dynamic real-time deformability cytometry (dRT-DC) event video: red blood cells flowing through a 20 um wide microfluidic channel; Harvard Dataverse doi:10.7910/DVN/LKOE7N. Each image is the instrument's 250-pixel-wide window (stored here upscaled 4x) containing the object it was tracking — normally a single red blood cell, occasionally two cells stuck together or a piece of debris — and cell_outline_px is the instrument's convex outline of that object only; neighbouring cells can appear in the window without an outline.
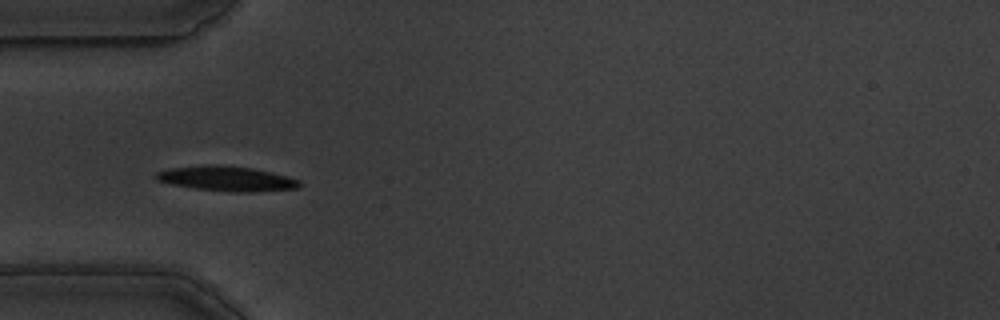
{"species": "common noctule bat (a hibernating species)", "species_latin": "Nyctalus noctula", "temperature_condition": "warm", "stored_images_in_passage": 44, "camera_frame_rate_fps": 3000, "um_per_image_px": 0.085, "animal": {"sex": "male", "body_mass_g": 19.5, "forearm_length_mm": 54.6}, "frame": {"image": 1, "passage_image": 4, "time_ms": 1.0, "image_size_px": [1000, 320], "cell_outline_px": [[300, 188], [252, 192], [232, 192], [196, 188], [172, 184], [156, 180], [152, 176], [156, 172], [168, 168], [204, 164], [216, 164], [252, 168], [288, 176], [300, 180]], "centroid_in_image_um": [19.23, 15.17], "position_along_channel_um": 65.8, "area_um2": 20.98}}
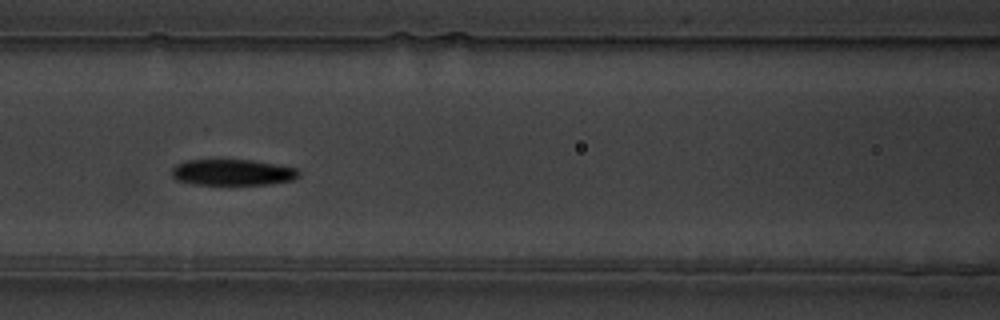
{"frame": {"image": 2, "passage_image": 11, "time_ms": 3.333, "image_size_px": [1000, 320], "cell_outline_px": [[300, 176], [292, 180], [268, 184], [192, 184], [176, 180], [172, 176], [172, 168], [176, 164], [188, 160], [248, 160], [296, 168], [300, 172]], "centroid_in_image_um": [19.74, 14.65], "position_along_channel_um": 146.9, "area_um2": 19.07}}
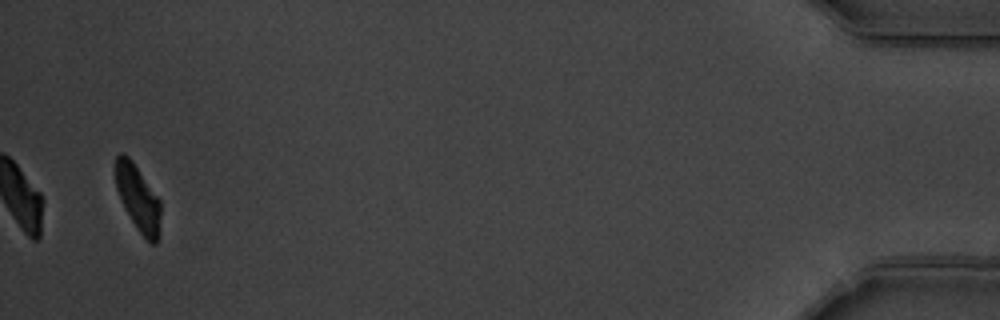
{"frame": {"image": 3, "passage_image": 42, "time_ms": 13.667, "image_size_px": [1000, 320], "cell_outline_px": [[160, 216], [156, 244], [152, 244], [136, 228], [124, 208], [120, 200], [116, 188], [112, 168], [116, 156], [120, 152], [124, 152], [132, 160], [160, 200]], "centroid_in_image_um": [11.65, 16.74], "position_along_channel_um": 423.5, "area_um2": 17.57}, "authors_computed_cell_mechanics": {"area_um2": 19.4786, "velocity_mm_per_s": 3.5027, "shape_relaxation_time_tau1_ms": 3.0026, "shape_relaxation_time_tau2_ms": null, "deformation_change_tau1": 0.1864, "deformation_change_tau2": null}}